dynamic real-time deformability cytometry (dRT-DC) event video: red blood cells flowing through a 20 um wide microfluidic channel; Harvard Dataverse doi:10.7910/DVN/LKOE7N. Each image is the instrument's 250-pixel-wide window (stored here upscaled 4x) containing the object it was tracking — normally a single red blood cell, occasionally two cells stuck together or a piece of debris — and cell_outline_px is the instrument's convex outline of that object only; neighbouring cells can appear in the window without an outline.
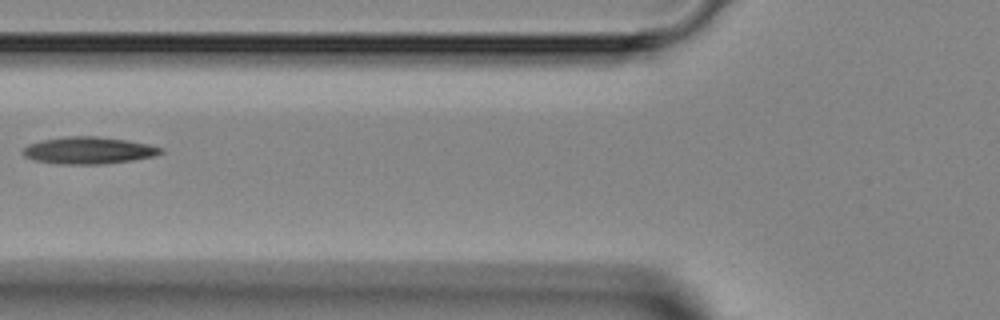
{"species": "Egyptian fruit bat (a non-hibernating species)", "species_latin": "Rousettus aegyptiacus", "temperature_condition": "room temperature", "stored_images_in_passage": 6, "camera_frame_rate_fps": 3000, "um_per_image_px": 0.085, "animal": {"sex": "female"}, "frame": {"image": 1, "passage_image": 5, "time_ms": 6.0, "image_size_px": [1000, 320], "cell_outline_px": [[164, 152], [156, 156], [132, 160], [104, 164], [60, 164], [36, 160], [24, 156], [24, 148], [28, 144], [44, 140], [64, 136], [96, 136], [128, 140], [148, 144], [164, 148]], "centroid_in_image_um": [7.59, 12.78], "position_along_channel_um": 118.2, "area_um2": 21.68}}
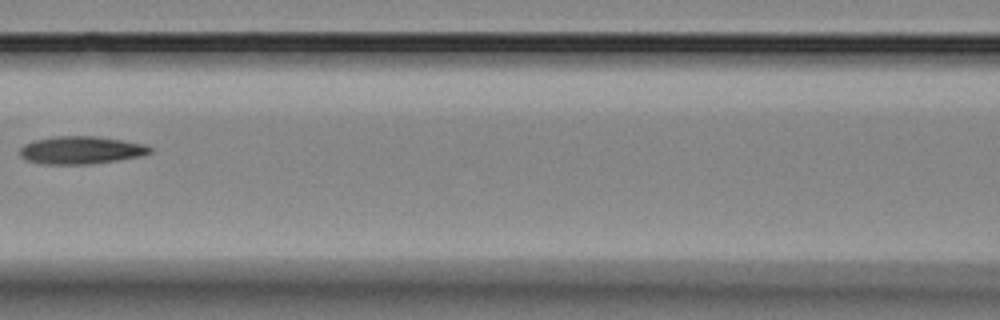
{"frame": {"image": 2, "passage_image": 6, "time_ms": 7.0, "image_size_px": [1000, 320], "cell_outline_px": [[152, 152], [144, 156], [92, 164], [40, 164], [28, 160], [20, 156], [20, 148], [24, 144], [32, 140], [56, 136], [96, 136], [144, 144], [152, 148]], "centroid_in_image_um": [6.89, 12.76], "position_along_channel_um": 159.7, "area_um2": 21.15}}